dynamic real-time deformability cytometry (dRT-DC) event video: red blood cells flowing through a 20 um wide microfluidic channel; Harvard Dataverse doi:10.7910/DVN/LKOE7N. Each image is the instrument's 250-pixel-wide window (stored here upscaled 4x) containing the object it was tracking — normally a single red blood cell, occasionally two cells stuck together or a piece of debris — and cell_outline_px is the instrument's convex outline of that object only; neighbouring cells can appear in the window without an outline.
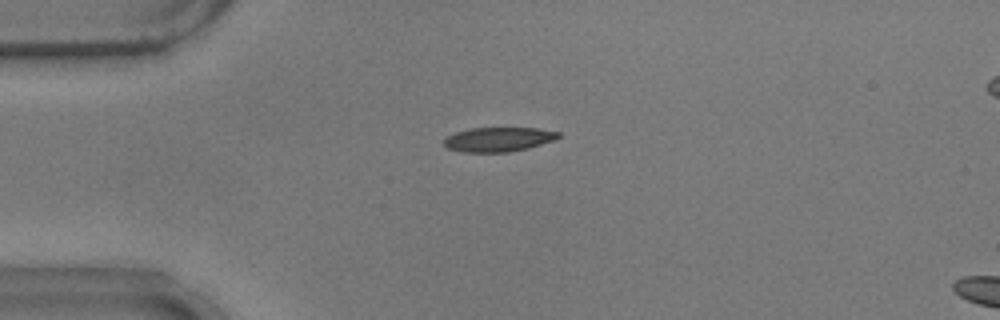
{"species": "common noctule bat (a hibernating species)", "species_latin": "Nyctalus noctula", "temperature_condition": "warm", "stored_images_in_passage": 43, "camera_frame_rate_fps": 3000, "um_per_image_px": 0.085, "animal": {"sex": "male", "body_mass_g": 17.9}, "frame": {"image": 1, "passage_image": 2, "time_ms": 0.333, "image_size_px": [1000, 320], "cell_outline_px": [[560, 136], [556, 140], [528, 148], [508, 152], [464, 152], [448, 148], [444, 144], [444, 140], [448, 136], [456, 132], [472, 128], [536, 128], [560, 132]], "centroid_in_image_um": [42.41, 11.85], "position_along_channel_um": 42.6, "area_um2": 16.18}}
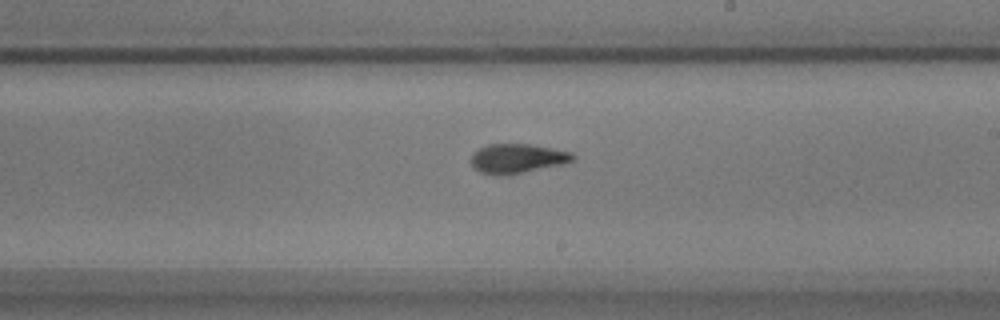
{"frame": {"image": 2, "passage_image": 20, "time_ms": 6.333, "image_size_px": [1000, 320], "cell_outline_px": [[576, 160], [512, 176], [508, 176], [480, 172], [472, 168], [472, 156], [480, 148], [488, 144], [528, 144], [552, 148], [572, 152], [576, 156]], "centroid_in_image_um": [44.0, 13.49], "position_along_channel_um": 245.0, "area_um2": 17.51}}
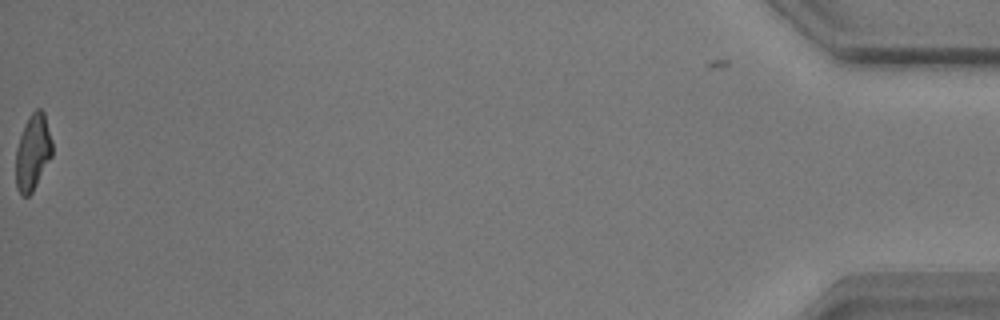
{"frame": {"image": 3, "passage_image": 43, "time_ms": 14.0, "image_size_px": [1000, 320], "cell_outline_px": [[52, 156], [32, 192], [28, 196], [24, 196], [16, 188], [16, 148], [24, 124], [28, 116], [36, 108], [40, 108], [44, 112], [52, 140]], "centroid_in_image_um": [2.79, 12.91], "position_along_channel_um": 432.4, "area_um2": 16.13}, "authors_computed_cell_mechanics": {"area_um2": 17.051, "velocity_mm_per_s": 3.7371, "shape_relaxation_time_tau1_ms": 7.5305, "shape_relaxation_time_tau2_ms": 2.174, "deformation_change_tau1": 0.2385, "deformation_change_tau2": 0.0792}}